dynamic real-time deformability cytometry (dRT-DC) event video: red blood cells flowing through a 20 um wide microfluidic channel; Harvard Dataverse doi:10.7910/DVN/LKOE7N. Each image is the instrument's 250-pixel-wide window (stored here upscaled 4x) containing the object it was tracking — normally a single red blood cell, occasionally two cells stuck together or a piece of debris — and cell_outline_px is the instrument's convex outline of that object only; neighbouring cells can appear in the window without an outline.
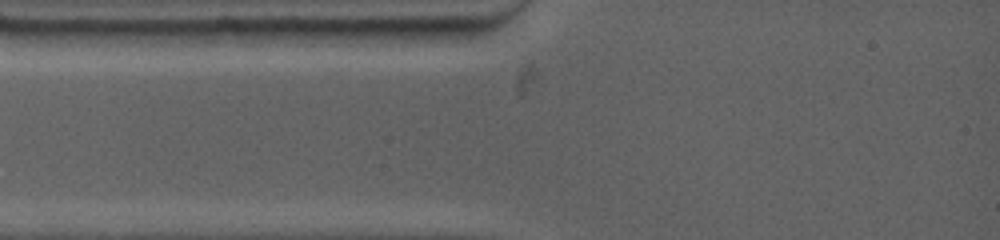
{"species": "common noctule bat (a hibernating species)", "species_latin": "Nyctalus noctula", "temperature_condition": "warm", "stored_images_in_passage": 1, "camera_frame_rate_fps": 4500, "um_per_image_px": 0.085, "animal": {"sex": "female", "body_mass_g": 19.0, "forearm_length_mm": 53.3}, "frame": {"image": 1, "passage_image": 1, "time_ms": 0.0, "image_size_px": [1000, 240], "cell_outline_px": [[244, 28], [236, 44], [204, 48], [128, 44], [92, 32], [88, 28]], "centroid_in_image_um": [14.75, 3.09], "position_along_channel_um": 70.3, "area_um2": 17.17}}